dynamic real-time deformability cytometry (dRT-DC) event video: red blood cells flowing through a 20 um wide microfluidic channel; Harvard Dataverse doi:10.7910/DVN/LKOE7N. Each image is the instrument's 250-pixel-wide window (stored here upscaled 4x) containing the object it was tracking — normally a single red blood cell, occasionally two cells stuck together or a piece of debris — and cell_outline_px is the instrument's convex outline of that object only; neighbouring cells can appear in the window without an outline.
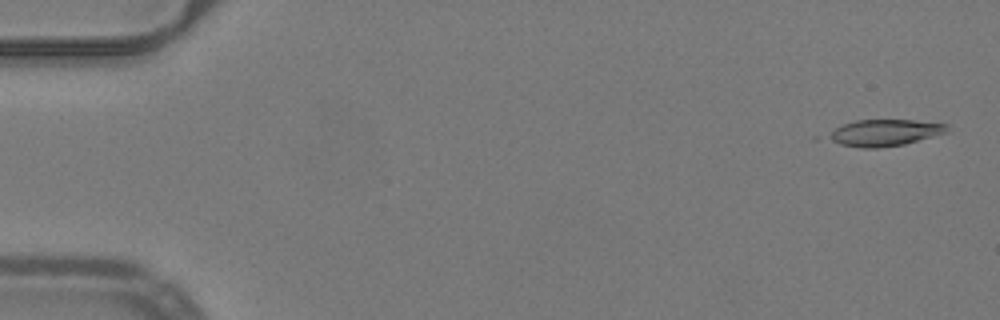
{"species": "common noctule bat (a hibernating species)", "species_latin": "Nyctalus noctula", "temperature_condition": "warm", "stored_images_in_passage": 26, "camera_frame_rate_fps": 3000, "um_per_image_px": 0.085, "animal": {"sex": "male", "body_mass_g": 19.2, "forearm_length_mm": 51.8}, "frame": {"image": 1, "passage_image": 2, "time_ms": 0.333, "image_size_px": [1000, 320], "cell_outline_px": [[948, 132], [904, 144], [876, 148], [864, 148], [840, 144], [824, 136], [836, 128], [844, 124], [856, 120], [916, 120], [948, 124]], "centroid_in_image_um": [75.21, 11.27], "position_along_channel_um": 9.8, "area_um2": 18.21}}
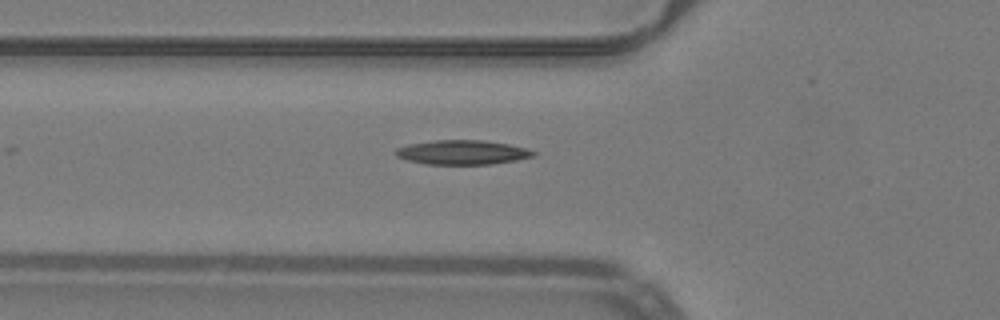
{"frame": {"image": 2, "passage_image": 19, "time_ms": 6.0, "image_size_px": [1000, 320], "cell_outline_px": [[536, 156], [516, 160], [492, 164], [424, 164], [408, 160], [396, 156], [392, 152], [396, 148], [408, 144], [436, 140], [480, 140], [508, 144], [524, 148], [536, 152]], "centroid_in_image_um": [39.26, 12.95], "position_along_channel_um": 86.5, "area_um2": 19.54}}
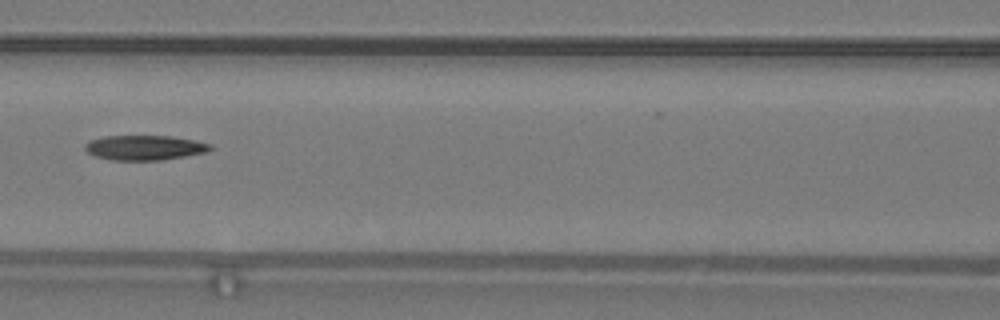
{"frame": {"image": 3, "passage_image": 24, "time_ms": 7.667, "image_size_px": [1000, 320], "cell_outline_px": [[216, 148], [208, 152], [160, 160], [112, 160], [96, 156], [88, 152], [84, 148], [84, 144], [92, 140], [104, 136], [172, 136], [196, 140], [212, 144]], "centroid_in_image_um": [12.36, 12.54], "position_along_channel_um": 154.2, "area_um2": 18.21}}